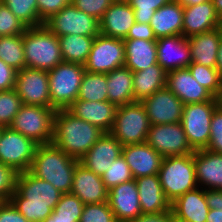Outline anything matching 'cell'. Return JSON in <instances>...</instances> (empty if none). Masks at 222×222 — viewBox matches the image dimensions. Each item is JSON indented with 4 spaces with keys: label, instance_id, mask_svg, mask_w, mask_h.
Instances as JSON below:
<instances>
[{
    "label": "cell",
    "instance_id": "obj_1",
    "mask_svg": "<svg viewBox=\"0 0 222 222\" xmlns=\"http://www.w3.org/2000/svg\"><path fill=\"white\" fill-rule=\"evenodd\" d=\"M61 196L49 182L25 171L17 173L15 191L9 201L29 222H43L53 213Z\"/></svg>",
    "mask_w": 222,
    "mask_h": 222
},
{
    "label": "cell",
    "instance_id": "obj_2",
    "mask_svg": "<svg viewBox=\"0 0 222 222\" xmlns=\"http://www.w3.org/2000/svg\"><path fill=\"white\" fill-rule=\"evenodd\" d=\"M103 134L98 126L75 117L67 109L55 112L52 143L74 159L80 161Z\"/></svg>",
    "mask_w": 222,
    "mask_h": 222
},
{
    "label": "cell",
    "instance_id": "obj_3",
    "mask_svg": "<svg viewBox=\"0 0 222 222\" xmlns=\"http://www.w3.org/2000/svg\"><path fill=\"white\" fill-rule=\"evenodd\" d=\"M79 162L52 142L40 144L37 145L29 172L65 194L71 192L74 170Z\"/></svg>",
    "mask_w": 222,
    "mask_h": 222
},
{
    "label": "cell",
    "instance_id": "obj_4",
    "mask_svg": "<svg viewBox=\"0 0 222 222\" xmlns=\"http://www.w3.org/2000/svg\"><path fill=\"white\" fill-rule=\"evenodd\" d=\"M23 46L27 68L50 71L63 62L59 38L45 25L27 28Z\"/></svg>",
    "mask_w": 222,
    "mask_h": 222
},
{
    "label": "cell",
    "instance_id": "obj_5",
    "mask_svg": "<svg viewBox=\"0 0 222 222\" xmlns=\"http://www.w3.org/2000/svg\"><path fill=\"white\" fill-rule=\"evenodd\" d=\"M158 177L170 203L186 192L198 188L193 153L164 157Z\"/></svg>",
    "mask_w": 222,
    "mask_h": 222
},
{
    "label": "cell",
    "instance_id": "obj_6",
    "mask_svg": "<svg viewBox=\"0 0 222 222\" xmlns=\"http://www.w3.org/2000/svg\"><path fill=\"white\" fill-rule=\"evenodd\" d=\"M85 67L81 64L62 62L48 71L52 108L67 109L78 98Z\"/></svg>",
    "mask_w": 222,
    "mask_h": 222
},
{
    "label": "cell",
    "instance_id": "obj_7",
    "mask_svg": "<svg viewBox=\"0 0 222 222\" xmlns=\"http://www.w3.org/2000/svg\"><path fill=\"white\" fill-rule=\"evenodd\" d=\"M150 122L146 109L140 101L117 106L110 133L122 146L144 143Z\"/></svg>",
    "mask_w": 222,
    "mask_h": 222
},
{
    "label": "cell",
    "instance_id": "obj_8",
    "mask_svg": "<svg viewBox=\"0 0 222 222\" xmlns=\"http://www.w3.org/2000/svg\"><path fill=\"white\" fill-rule=\"evenodd\" d=\"M55 112L50 107L23 104L9 127L38 145L48 144L53 139Z\"/></svg>",
    "mask_w": 222,
    "mask_h": 222
},
{
    "label": "cell",
    "instance_id": "obj_9",
    "mask_svg": "<svg viewBox=\"0 0 222 222\" xmlns=\"http://www.w3.org/2000/svg\"><path fill=\"white\" fill-rule=\"evenodd\" d=\"M218 106L219 99L215 97L210 101L184 105L181 125L194 151L208 147L212 114Z\"/></svg>",
    "mask_w": 222,
    "mask_h": 222
},
{
    "label": "cell",
    "instance_id": "obj_10",
    "mask_svg": "<svg viewBox=\"0 0 222 222\" xmlns=\"http://www.w3.org/2000/svg\"><path fill=\"white\" fill-rule=\"evenodd\" d=\"M37 143L10 127H3L0 135V163L16 173L29 171Z\"/></svg>",
    "mask_w": 222,
    "mask_h": 222
},
{
    "label": "cell",
    "instance_id": "obj_11",
    "mask_svg": "<svg viewBox=\"0 0 222 222\" xmlns=\"http://www.w3.org/2000/svg\"><path fill=\"white\" fill-rule=\"evenodd\" d=\"M44 25L58 37L70 34L96 37L100 34L99 20L78 10L72 3L52 15Z\"/></svg>",
    "mask_w": 222,
    "mask_h": 222
},
{
    "label": "cell",
    "instance_id": "obj_12",
    "mask_svg": "<svg viewBox=\"0 0 222 222\" xmlns=\"http://www.w3.org/2000/svg\"><path fill=\"white\" fill-rule=\"evenodd\" d=\"M125 65V47L122 39L101 34L94 38L88 60L84 67L87 72L103 73Z\"/></svg>",
    "mask_w": 222,
    "mask_h": 222
},
{
    "label": "cell",
    "instance_id": "obj_13",
    "mask_svg": "<svg viewBox=\"0 0 222 222\" xmlns=\"http://www.w3.org/2000/svg\"><path fill=\"white\" fill-rule=\"evenodd\" d=\"M145 142L163 157L194 153L181 122L151 125Z\"/></svg>",
    "mask_w": 222,
    "mask_h": 222
},
{
    "label": "cell",
    "instance_id": "obj_14",
    "mask_svg": "<svg viewBox=\"0 0 222 222\" xmlns=\"http://www.w3.org/2000/svg\"><path fill=\"white\" fill-rule=\"evenodd\" d=\"M15 90L23 104L52 108L48 71L27 67L18 70Z\"/></svg>",
    "mask_w": 222,
    "mask_h": 222
},
{
    "label": "cell",
    "instance_id": "obj_15",
    "mask_svg": "<svg viewBox=\"0 0 222 222\" xmlns=\"http://www.w3.org/2000/svg\"><path fill=\"white\" fill-rule=\"evenodd\" d=\"M141 103L146 109L150 125L181 122L184 104L167 87L156 91Z\"/></svg>",
    "mask_w": 222,
    "mask_h": 222
},
{
    "label": "cell",
    "instance_id": "obj_16",
    "mask_svg": "<svg viewBox=\"0 0 222 222\" xmlns=\"http://www.w3.org/2000/svg\"><path fill=\"white\" fill-rule=\"evenodd\" d=\"M108 204L117 222H128L142 214L135 179L109 189Z\"/></svg>",
    "mask_w": 222,
    "mask_h": 222
},
{
    "label": "cell",
    "instance_id": "obj_17",
    "mask_svg": "<svg viewBox=\"0 0 222 222\" xmlns=\"http://www.w3.org/2000/svg\"><path fill=\"white\" fill-rule=\"evenodd\" d=\"M156 48L158 64L167 73L187 68L192 63L189 42L183 35L159 38Z\"/></svg>",
    "mask_w": 222,
    "mask_h": 222
},
{
    "label": "cell",
    "instance_id": "obj_18",
    "mask_svg": "<svg viewBox=\"0 0 222 222\" xmlns=\"http://www.w3.org/2000/svg\"><path fill=\"white\" fill-rule=\"evenodd\" d=\"M122 148L121 143L110 132H104L82 157L80 163L95 174L102 176L112 162L122 155Z\"/></svg>",
    "mask_w": 222,
    "mask_h": 222
},
{
    "label": "cell",
    "instance_id": "obj_19",
    "mask_svg": "<svg viewBox=\"0 0 222 222\" xmlns=\"http://www.w3.org/2000/svg\"><path fill=\"white\" fill-rule=\"evenodd\" d=\"M166 87L183 104L210 101L214 96L192 76L188 68L176 69L167 73Z\"/></svg>",
    "mask_w": 222,
    "mask_h": 222
},
{
    "label": "cell",
    "instance_id": "obj_20",
    "mask_svg": "<svg viewBox=\"0 0 222 222\" xmlns=\"http://www.w3.org/2000/svg\"><path fill=\"white\" fill-rule=\"evenodd\" d=\"M70 193L76 195L84 205L108 202V189L101 176L87 169L80 162L74 170Z\"/></svg>",
    "mask_w": 222,
    "mask_h": 222
},
{
    "label": "cell",
    "instance_id": "obj_21",
    "mask_svg": "<svg viewBox=\"0 0 222 222\" xmlns=\"http://www.w3.org/2000/svg\"><path fill=\"white\" fill-rule=\"evenodd\" d=\"M124 156L134 179L149 175H158L163 156L146 142L123 146Z\"/></svg>",
    "mask_w": 222,
    "mask_h": 222
},
{
    "label": "cell",
    "instance_id": "obj_22",
    "mask_svg": "<svg viewBox=\"0 0 222 222\" xmlns=\"http://www.w3.org/2000/svg\"><path fill=\"white\" fill-rule=\"evenodd\" d=\"M221 26L222 20L216 14L211 0L190 7H183L182 35L185 38L208 32Z\"/></svg>",
    "mask_w": 222,
    "mask_h": 222
},
{
    "label": "cell",
    "instance_id": "obj_23",
    "mask_svg": "<svg viewBox=\"0 0 222 222\" xmlns=\"http://www.w3.org/2000/svg\"><path fill=\"white\" fill-rule=\"evenodd\" d=\"M134 10L127 0H116L104 13L100 34L124 40L135 23Z\"/></svg>",
    "mask_w": 222,
    "mask_h": 222
},
{
    "label": "cell",
    "instance_id": "obj_24",
    "mask_svg": "<svg viewBox=\"0 0 222 222\" xmlns=\"http://www.w3.org/2000/svg\"><path fill=\"white\" fill-rule=\"evenodd\" d=\"M117 106L107 101H86L76 99L67 110L89 124L98 126L104 132H110Z\"/></svg>",
    "mask_w": 222,
    "mask_h": 222
},
{
    "label": "cell",
    "instance_id": "obj_25",
    "mask_svg": "<svg viewBox=\"0 0 222 222\" xmlns=\"http://www.w3.org/2000/svg\"><path fill=\"white\" fill-rule=\"evenodd\" d=\"M193 157L198 187L222 190V154L201 149Z\"/></svg>",
    "mask_w": 222,
    "mask_h": 222
},
{
    "label": "cell",
    "instance_id": "obj_26",
    "mask_svg": "<svg viewBox=\"0 0 222 222\" xmlns=\"http://www.w3.org/2000/svg\"><path fill=\"white\" fill-rule=\"evenodd\" d=\"M221 39L222 26L187 38L191 51L192 63L216 68L218 47Z\"/></svg>",
    "mask_w": 222,
    "mask_h": 222
},
{
    "label": "cell",
    "instance_id": "obj_27",
    "mask_svg": "<svg viewBox=\"0 0 222 222\" xmlns=\"http://www.w3.org/2000/svg\"><path fill=\"white\" fill-rule=\"evenodd\" d=\"M205 193V189L198 187L178 197L171 203L173 215L189 222H206L209 207Z\"/></svg>",
    "mask_w": 222,
    "mask_h": 222
},
{
    "label": "cell",
    "instance_id": "obj_28",
    "mask_svg": "<svg viewBox=\"0 0 222 222\" xmlns=\"http://www.w3.org/2000/svg\"><path fill=\"white\" fill-rule=\"evenodd\" d=\"M183 7L175 0L157 9L150 21L156 39L182 35Z\"/></svg>",
    "mask_w": 222,
    "mask_h": 222
},
{
    "label": "cell",
    "instance_id": "obj_29",
    "mask_svg": "<svg viewBox=\"0 0 222 222\" xmlns=\"http://www.w3.org/2000/svg\"><path fill=\"white\" fill-rule=\"evenodd\" d=\"M142 213H159L171 209L166 199L158 175H149L135 179Z\"/></svg>",
    "mask_w": 222,
    "mask_h": 222
},
{
    "label": "cell",
    "instance_id": "obj_30",
    "mask_svg": "<svg viewBox=\"0 0 222 222\" xmlns=\"http://www.w3.org/2000/svg\"><path fill=\"white\" fill-rule=\"evenodd\" d=\"M125 67L132 72L146 69L158 63L156 40L124 39Z\"/></svg>",
    "mask_w": 222,
    "mask_h": 222
},
{
    "label": "cell",
    "instance_id": "obj_31",
    "mask_svg": "<svg viewBox=\"0 0 222 222\" xmlns=\"http://www.w3.org/2000/svg\"><path fill=\"white\" fill-rule=\"evenodd\" d=\"M108 101L116 106L136 102L133 95V72L123 66L107 73Z\"/></svg>",
    "mask_w": 222,
    "mask_h": 222
},
{
    "label": "cell",
    "instance_id": "obj_32",
    "mask_svg": "<svg viewBox=\"0 0 222 222\" xmlns=\"http://www.w3.org/2000/svg\"><path fill=\"white\" fill-rule=\"evenodd\" d=\"M167 72L157 63L146 69L133 72V95L135 101L153 95L166 87Z\"/></svg>",
    "mask_w": 222,
    "mask_h": 222
},
{
    "label": "cell",
    "instance_id": "obj_33",
    "mask_svg": "<svg viewBox=\"0 0 222 222\" xmlns=\"http://www.w3.org/2000/svg\"><path fill=\"white\" fill-rule=\"evenodd\" d=\"M58 38L63 62L85 65L95 37L70 34Z\"/></svg>",
    "mask_w": 222,
    "mask_h": 222
},
{
    "label": "cell",
    "instance_id": "obj_34",
    "mask_svg": "<svg viewBox=\"0 0 222 222\" xmlns=\"http://www.w3.org/2000/svg\"><path fill=\"white\" fill-rule=\"evenodd\" d=\"M107 92V74L85 71L77 99L86 101H107Z\"/></svg>",
    "mask_w": 222,
    "mask_h": 222
},
{
    "label": "cell",
    "instance_id": "obj_35",
    "mask_svg": "<svg viewBox=\"0 0 222 222\" xmlns=\"http://www.w3.org/2000/svg\"><path fill=\"white\" fill-rule=\"evenodd\" d=\"M0 59L17 71L26 67L23 34L0 36Z\"/></svg>",
    "mask_w": 222,
    "mask_h": 222
},
{
    "label": "cell",
    "instance_id": "obj_36",
    "mask_svg": "<svg viewBox=\"0 0 222 222\" xmlns=\"http://www.w3.org/2000/svg\"><path fill=\"white\" fill-rule=\"evenodd\" d=\"M27 27L44 25L39 18L37 0H0Z\"/></svg>",
    "mask_w": 222,
    "mask_h": 222
},
{
    "label": "cell",
    "instance_id": "obj_37",
    "mask_svg": "<svg viewBox=\"0 0 222 222\" xmlns=\"http://www.w3.org/2000/svg\"><path fill=\"white\" fill-rule=\"evenodd\" d=\"M195 80L206 88L215 98L222 92V77L216 68H210L197 63L187 67Z\"/></svg>",
    "mask_w": 222,
    "mask_h": 222
},
{
    "label": "cell",
    "instance_id": "obj_38",
    "mask_svg": "<svg viewBox=\"0 0 222 222\" xmlns=\"http://www.w3.org/2000/svg\"><path fill=\"white\" fill-rule=\"evenodd\" d=\"M22 105L15 89L0 91V126L9 127Z\"/></svg>",
    "mask_w": 222,
    "mask_h": 222
},
{
    "label": "cell",
    "instance_id": "obj_39",
    "mask_svg": "<svg viewBox=\"0 0 222 222\" xmlns=\"http://www.w3.org/2000/svg\"><path fill=\"white\" fill-rule=\"evenodd\" d=\"M105 187L109 190L112 187L130 181L133 178L123 155H120L116 160L112 162V165L108 170L101 176Z\"/></svg>",
    "mask_w": 222,
    "mask_h": 222
},
{
    "label": "cell",
    "instance_id": "obj_40",
    "mask_svg": "<svg viewBox=\"0 0 222 222\" xmlns=\"http://www.w3.org/2000/svg\"><path fill=\"white\" fill-rule=\"evenodd\" d=\"M84 208L83 202L71 193L62 194L53 212L59 217L76 218L79 222Z\"/></svg>",
    "mask_w": 222,
    "mask_h": 222
},
{
    "label": "cell",
    "instance_id": "obj_41",
    "mask_svg": "<svg viewBox=\"0 0 222 222\" xmlns=\"http://www.w3.org/2000/svg\"><path fill=\"white\" fill-rule=\"evenodd\" d=\"M79 222H117L108 202L85 204Z\"/></svg>",
    "mask_w": 222,
    "mask_h": 222
},
{
    "label": "cell",
    "instance_id": "obj_42",
    "mask_svg": "<svg viewBox=\"0 0 222 222\" xmlns=\"http://www.w3.org/2000/svg\"><path fill=\"white\" fill-rule=\"evenodd\" d=\"M134 10L135 21L150 24L155 11L171 0H127Z\"/></svg>",
    "mask_w": 222,
    "mask_h": 222
},
{
    "label": "cell",
    "instance_id": "obj_43",
    "mask_svg": "<svg viewBox=\"0 0 222 222\" xmlns=\"http://www.w3.org/2000/svg\"><path fill=\"white\" fill-rule=\"evenodd\" d=\"M27 27L0 1V36L23 34Z\"/></svg>",
    "mask_w": 222,
    "mask_h": 222
},
{
    "label": "cell",
    "instance_id": "obj_44",
    "mask_svg": "<svg viewBox=\"0 0 222 222\" xmlns=\"http://www.w3.org/2000/svg\"><path fill=\"white\" fill-rule=\"evenodd\" d=\"M206 149L222 154V107L220 105L212 114L210 140Z\"/></svg>",
    "mask_w": 222,
    "mask_h": 222
},
{
    "label": "cell",
    "instance_id": "obj_45",
    "mask_svg": "<svg viewBox=\"0 0 222 222\" xmlns=\"http://www.w3.org/2000/svg\"><path fill=\"white\" fill-rule=\"evenodd\" d=\"M116 0H71V3L78 9L98 19H102L106 10Z\"/></svg>",
    "mask_w": 222,
    "mask_h": 222
},
{
    "label": "cell",
    "instance_id": "obj_46",
    "mask_svg": "<svg viewBox=\"0 0 222 222\" xmlns=\"http://www.w3.org/2000/svg\"><path fill=\"white\" fill-rule=\"evenodd\" d=\"M17 173L9 166L0 163V200L8 201L15 191Z\"/></svg>",
    "mask_w": 222,
    "mask_h": 222
},
{
    "label": "cell",
    "instance_id": "obj_47",
    "mask_svg": "<svg viewBox=\"0 0 222 222\" xmlns=\"http://www.w3.org/2000/svg\"><path fill=\"white\" fill-rule=\"evenodd\" d=\"M70 3L71 0H37L39 18L45 22Z\"/></svg>",
    "mask_w": 222,
    "mask_h": 222
},
{
    "label": "cell",
    "instance_id": "obj_48",
    "mask_svg": "<svg viewBox=\"0 0 222 222\" xmlns=\"http://www.w3.org/2000/svg\"><path fill=\"white\" fill-rule=\"evenodd\" d=\"M17 70L0 59V91L15 89Z\"/></svg>",
    "mask_w": 222,
    "mask_h": 222
},
{
    "label": "cell",
    "instance_id": "obj_49",
    "mask_svg": "<svg viewBox=\"0 0 222 222\" xmlns=\"http://www.w3.org/2000/svg\"><path fill=\"white\" fill-rule=\"evenodd\" d=\"M0 222H29L13 204L8 201H3L0 204Z\"/></svg>",
    "mask_w": 222,
    "mask_h": 222
},
{
    "label": "cell",
    "instance_id": "obj_50",
    "mask_svg": "<svg viewBox=\"0 0 222 222\" xmlns=\"http://www.w3.org/2000/svg\"><path fill=\"white\" fill-rule=\"evenodd\" d=\"M125 39L157 40L150 24L135 22Z\"/></svg>",
    "mask_w": 222,
    "mask_h": 222
},
{
    "label": "cell",
    "instance_id": "obj_51",
    "mask_svg": "<svg viewBox=\"0 0 222 222\" xmlns=\"http://www.w3.org/2000/svg\"><path fill=\"white\" fill-rule=\"evenodd\" d=\"M128 222H173L172 209L159 213H142Z\"/></svg>",
    "mask_w": 222,
    "mask_h": 222
},
{
    "label": "cell",
    "instance_id": "obj_52",
    "mask_svg": "<svg viewBox=\"0 0 222 222\" xmlns=\"http://www.w3.org/2000/svg\"><path fill=\"white\" fill-rule=\"evenodd\" d=\"M205 195L209 209L222 210V190L208 189Z\"/></svg>",
    "mask_w": 222,
    "mask_h": 222
},
{
    "label": "cell",
    "instance_id": "obj_53",
    "mask_svg": "<svg viewBox=\"0 0 222 222\" xmlns=\"http://www.w3.org/2000/svg\"><path fill=\"white\" fill-rule=\"evenodd\" d=\"M206 222H222V210L209 209Z\"/></svg>",
    "mask_w": 222,
    "mask_h": 222
},
{
    "label": "cell",
    "instance_id": "obj_54",
    "mask_svg": "<svg viewBox=\"0 0 222 222\" xmlns=\"http://www.w3.org/2000/svg\"><path fill=\"white\" fill-rule=\"evenodd\" d=\"M43 222H78L76 218H65V217H59L54 212L47 217Z\"/></svg>",
    "mask_w": 222,
    "mask_h": 222
},
{
    "label": "cell",
    "instance_id": "obj_55",
    "mask_svg": "<svg viewBox=\"0 0 222 222\" xmlns=\"http://www.w3.org/2000/svg\"><path fill=\"white\" fill-rule=\"evenodd\" d=\"M216 69L218 70V72L220 73V75L222 77V39H221L219 47H218Z\"/></svg>",
    "mask_w": 222,
    "mask_h": 222
},
{
    "label": "cell",
    "instance_id": "obj_56",
    "mask_svg": "<svg viewBox=\"0 0 222 222\" xmlns=\"http://www.w3.org/2000/svg\"><path fill=\"white\" fill-rule=\"evenodd\" d=\"M177 1L182 7H190L193 5H197L208 0H175Z\"/></svg>",
    "mask_w": 222,
    "mask_h": 222
},
{
    "label": "cell",
    "instance_id": "obj_57",
    "mask_svg": "<svg viewBox=\"0 0 222 222\" xmlns=\"http://www.w3.org/2000/svg\"><path fill=\"white\" fill-rule=\"evenodd\" d=\"M212 4L214 5L215 12L222 20V0H211Z\"/></svg>",
    "mask_w": 222,
    "mask_h": 222
},
{
    "label": "cell",
    "instance_id": "obj_58",
    "mask_svg": "<svg viewBox=\"0 0 222 222\" xmlns=\"http://www.w3.org/2000/svg\"><path fill=\"white\" fill-rule=\"evenodd\" d=\"M173 222H189V221H186V220H183V219L176 218V217L173 215Z\"/></svg>",
    "mask_w": 222,
    "mask_h": 222
},
{
    "label": "cell",
    "instance_id": "obj_59",
    "mask_svg": "<svg viewBox=\"0 0 222 222\" xmlns=\"http://www.w3.org/2000/svg\"><path fill=\"white\" fill-rule=\"evenodd\" d=\"M218 99H219V105L222 107V92H221V94H220Z\"/></svg>",
    "mask_w": 222,
    "mask_h": 222
},
{
    "label": "cell",
    "instance_id": "obj_60",
    "mask_svg": "<svg viewBox=\"0 0 222 222\" xmlns=\"http://www.w3.org/2000/svg\"><path fill=\"white\" fill-rule=\"evenodd\" d=\"M2 129H3V126H0V135H1Z\"/></svg>",
    "mask_w": 222,
    "mask_h": 222
}]
</instances>
